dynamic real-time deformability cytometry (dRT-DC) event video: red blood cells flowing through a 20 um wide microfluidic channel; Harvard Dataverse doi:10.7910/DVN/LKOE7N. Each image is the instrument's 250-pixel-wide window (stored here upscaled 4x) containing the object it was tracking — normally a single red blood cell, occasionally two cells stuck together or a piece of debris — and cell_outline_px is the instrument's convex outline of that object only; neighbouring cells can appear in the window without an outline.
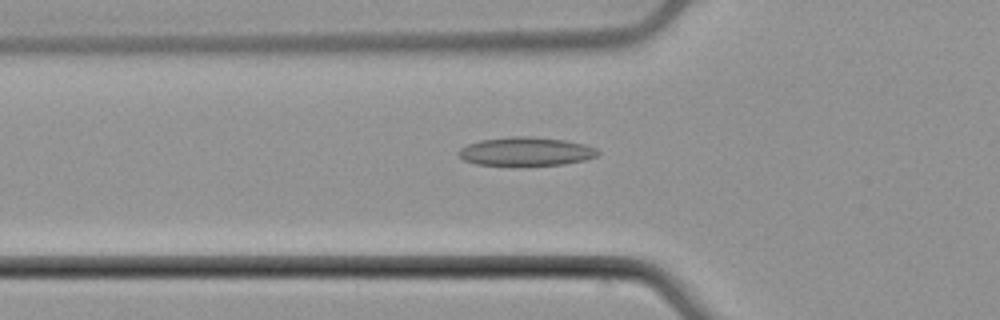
{"species": "common noctule bat (a hibernating species)", "species_latin": "Nyctalus noctula", "temperature_condition": "cold", "stored_images_in_passage": 48, "camera_frame_rate_fps": 3000, "um_per_image_px": 0.085, "animal": {"sex": "male", "body_mass_g": 21.5, "forearm_length_mm": 52.0}, "frame": {"image": 1, "passage_image": 14, "time_ms": 4.333, "image_size_px": [1000, 320], "cell_outline_px": [[600, 152], [596, 156], [584, 160], [564, 164], [476, 164], [464, 160], [456, 152], [460, 148], [468, 144], [480, 140], [508, 136], [532, 136], [564, 140], [584, 144], [596, 148]], "centroid_in_image_um": [44.69, 12.85], "position_along_channel_um": 81.1, "area_um2": 22.89}}
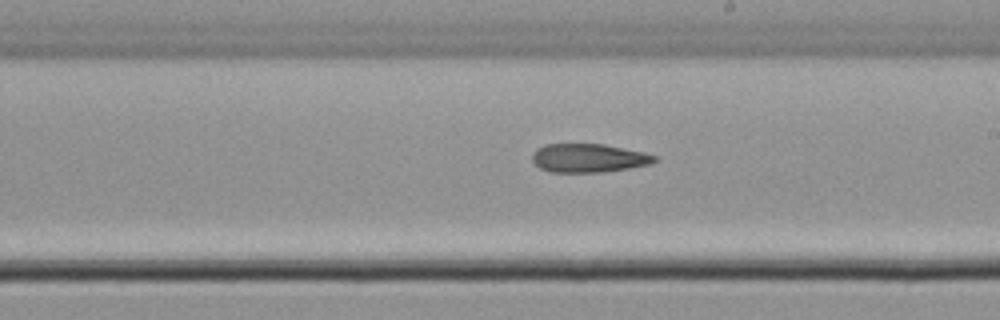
{"frame": {"image": 2, "passage_image": 26, "time_ms": 8.333, "image_size_px": [1000, 320], "cell_outline_px": [[656, 160], [652, 164], [604, 172], [548, 172], [540, 168], [532, 160], [532, 152], [536, 148], [544, 144], [604, 144], [644, 152], [656, 156]], "centroid_in_image_um": [50.01, 13.43], "position_along_channel_um": 239.0, "area_um2": 20.52}}
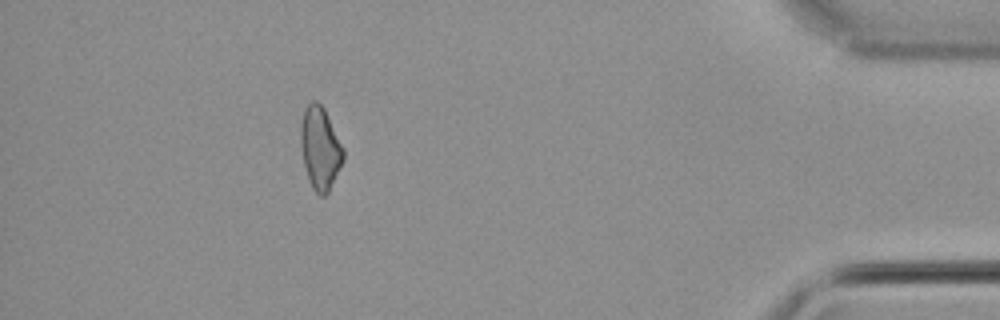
{"frame": {"image": 3, "passage_image": 43, "time_ms": 14.0, "image_size_px": [1000, 320], "cell_outline_px": [[344, 160], [328, 192], [324, 196], [320, 196], [312, 188], [308, 180], [304, 164], [300, 144], [300, 124], [304, 108], [312, 100], [316, 100], [324, 108], [344, 148]], "centroid_in_image_um": [27.2, 12.58], "position_along_channel_um": 408.0, "area_um2": 20.69}}